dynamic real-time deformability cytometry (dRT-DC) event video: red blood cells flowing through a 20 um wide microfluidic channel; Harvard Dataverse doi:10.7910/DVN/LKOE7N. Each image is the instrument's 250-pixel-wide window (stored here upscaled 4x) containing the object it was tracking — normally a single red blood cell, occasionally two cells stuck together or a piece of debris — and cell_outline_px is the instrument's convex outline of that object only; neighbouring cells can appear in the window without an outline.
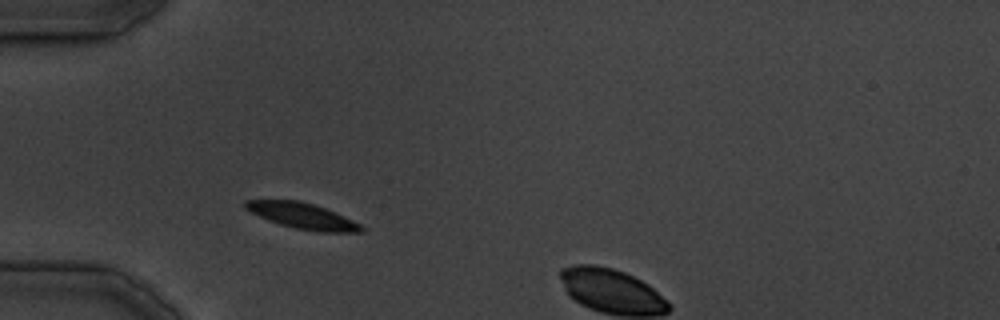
{"species": "common noctule bat (a hibernating species)", "species_latin": "Nyctalus noctula", "temperature_condition": "cold", "stored_images_in_passage": 5, "camera_frame_rate_fps": 3000, "um_per_image_px": 0.085, "animal": {"sex": "male", "body_mass_g": 19.5, "forearm_length_mm": 54.6}, "frame": {"image": 1, "passage_image": 4, "time_ms": 3.667, "image_size_px": [1000, 320], "cell_outline_px": [[364, 232], [320, 232], [296, 228], [280, 224], [260, 216], [244, 208], [244, 200], [300, 200], [336, 212], [360, 224], [364, 228]], "centroid_in_image_um": [25.73, 18.35], "position_along_channel_um": 59.3, "area_um2": 17.22}}